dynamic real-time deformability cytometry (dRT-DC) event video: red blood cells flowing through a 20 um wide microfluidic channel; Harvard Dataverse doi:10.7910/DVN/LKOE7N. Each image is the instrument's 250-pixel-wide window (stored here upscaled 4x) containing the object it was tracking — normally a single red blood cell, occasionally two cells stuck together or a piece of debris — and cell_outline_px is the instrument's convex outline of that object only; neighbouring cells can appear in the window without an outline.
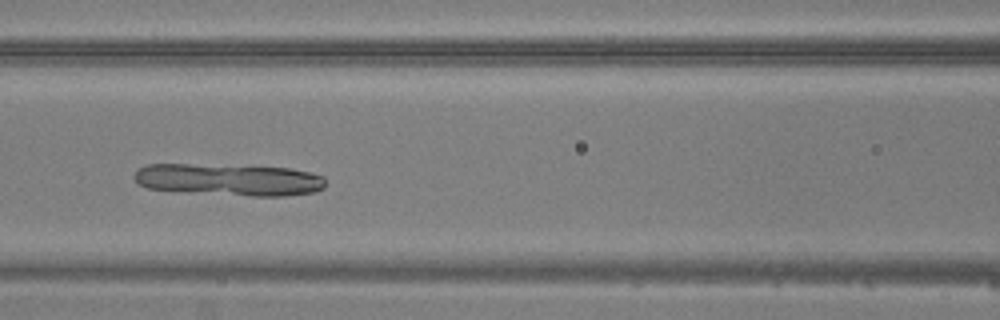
{"species": "common noctule bat (a hibernating species)", "species_latin": "Nyctalus noctula", "temperature_condition": "warm", "stored_images_in_passage": 33, "camera_frame_rate_fps": 3000, "um_per_image_px": 0.085, "animal": {"sex": "male", "body_mass_g": 20.5, "forearm_length_mm": 52.5}, "frame": {"image": 1, "passage_image": 7, "time_ms": 2.0, "image_size_px": [1000, 320], "cell_outline_px": [[324, 188], [316, 192], [284, 196], [252, 196], [148, 188], [136, 184], [132, 176], [140, 168], [148, 164], [188, 164], [288, 168], [312, 172], [324, 176]], "centroid_in_image_um": [19.49, 15.27], "position_along_channel_um": 147.1, "area_um2": 35.32}}
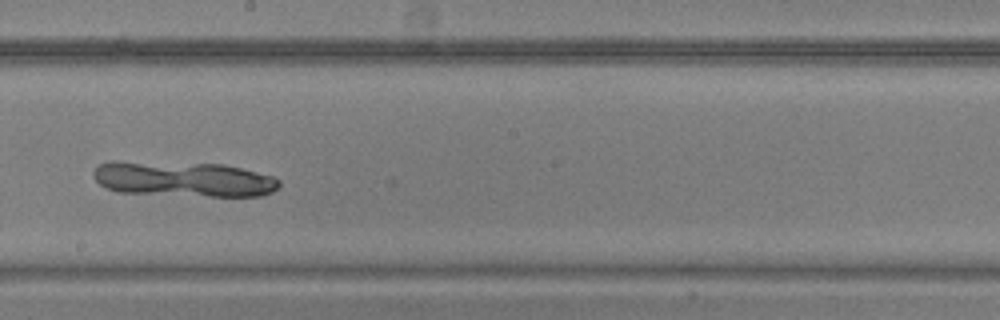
{"frame": {"image": 2, "passage_image": 13, "time_ms": 4.0, "image_size_px": [1000, 320], "cell_outline_px": [[280, 184], [272, 192], [260, 196], [208, 196], [116, 192], [100, 184], [92, 176], [92, 172], [100, 164], [108, 160], [116, 160], [224, 164], [272, 176], [280, 180]], "centroid_in_image_um": [15.54, 15.2], "position_along_channel_um": 232.7, "area_um2": 38.44}}
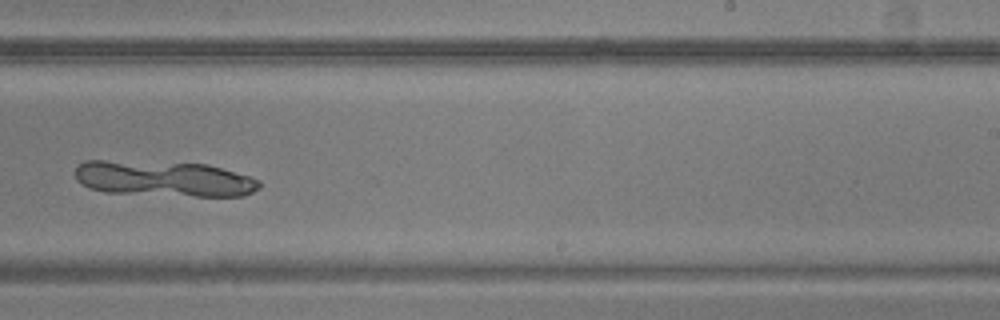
{"frame": {"image": 3, "passage_image": 16, "time_ms": 5.0, "image_size_px": [1000, 320], "cell_outline_px": [[260, 188], [244, 196], [196, 196], [104, 192], [88, 188], [80, 184], [76, 180], [76, 164], [84, 160], [104, 160], [208, 164], [248, 176], [260, 180]], "centroid_in_image_um": [13.89, 15.19], "position_along_channel_um": 275.1, "area_um2": 38.32}}